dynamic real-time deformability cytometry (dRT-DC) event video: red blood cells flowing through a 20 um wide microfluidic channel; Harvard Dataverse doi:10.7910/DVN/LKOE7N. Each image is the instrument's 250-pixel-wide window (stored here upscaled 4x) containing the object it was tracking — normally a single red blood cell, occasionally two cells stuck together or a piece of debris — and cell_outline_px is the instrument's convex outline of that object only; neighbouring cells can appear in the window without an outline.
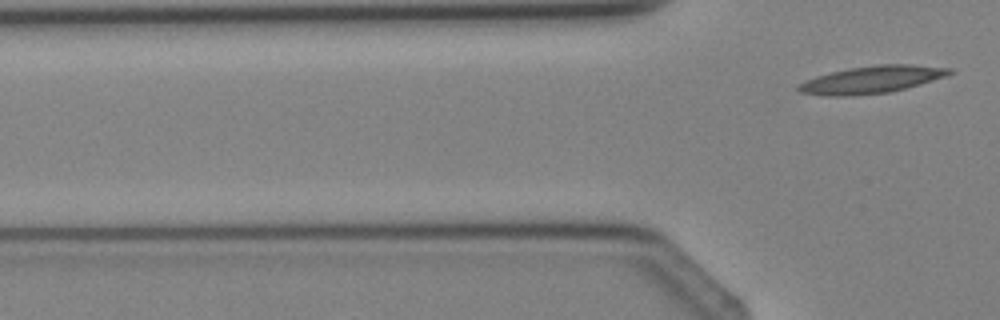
{"species": "Egyptian fruit bat (a non-hibernating species)", "species_latin": "Rousettus aegyptiacus", "temperature_condition": "cold", "stored_images_in_passage": 4, "camera_frame_rate_fps": 3000, "um_per_image_px": 0.085, "animal": {"sex": "female"}, "frame": {"image": 1, "passage_image": 4, "time_ms": 3.667, "image_size_px": [1000, 320], "cell_outline_px": [[956, 72], [920, 84], [888, 92], [852, 96], [828, 96], [800, 92], [796, 88], [796, 84], [804, 80], [816, 76], [848, 68], [876, 64], [908, 64], [952, 68]], "centroid_in_image_um": [74.05, 6.76], "position_along_channel_um": 51.7, "area_um2": 24.04}}